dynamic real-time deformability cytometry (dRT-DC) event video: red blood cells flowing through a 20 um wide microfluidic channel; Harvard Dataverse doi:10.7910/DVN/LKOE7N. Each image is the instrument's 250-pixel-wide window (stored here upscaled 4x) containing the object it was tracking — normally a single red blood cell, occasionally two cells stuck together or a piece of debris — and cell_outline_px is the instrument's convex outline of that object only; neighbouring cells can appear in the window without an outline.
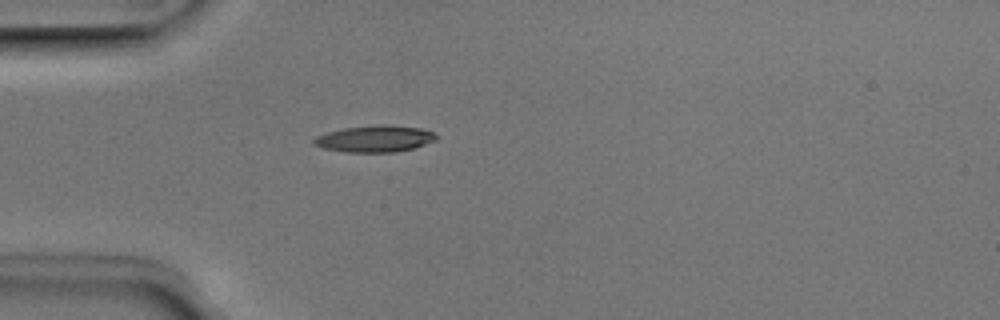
{"species": "Egyptian fruit bat (a non-hibernating species)", "species_latin": "Rousettus aegyptiacus", "temperature_condition": "room temperature", "stored_images_in_passage": 37, "camera_frame_rate_fps": 3000, "um_per_image_px": 0.085, "animal": {"sex": "male"}, "frame": {"image": 1, "passage_image": 1, "time_ms": 0.0, "image_size_px": [1000, 320], "cell_outline_px": [[440, 136], [436, 140], [412, 148], [396, 152], [344, 152], [324, 148], [312, 144], [312, 140], [316, 136], [328, 132], [344, 128], [380, 124], [420, 128], [432, 132]], "centroid_in_image_um": [31.84, 11.79], "position_along_channel_um": 53.2, "area_um2": 18.9}}
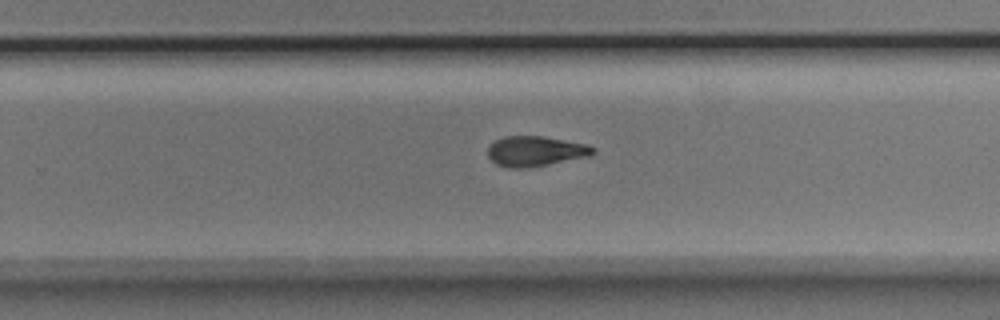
{"frame": {"image": 2, "passage_image": 19, "time_ms": 6.0, "image_size_px": [1000, 320], "cell_outline_px": [[596, 152], [592, 156], [528, 168], [508, 168], [496, 164], [488, 156], [488, 144], [504, 136], [544, 136], [588, 144], [596, 148]], "centroid_in_image_um": [45.55, 12.85], "position_along_channel_um": 284.3, "area_um2": 18.84}}
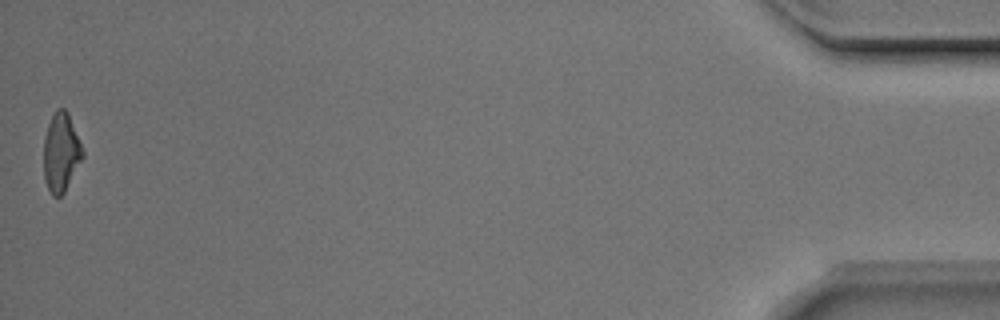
{"frame": {"image": 3, "passage_image": 37, "time_ms": 12.0, "image_size_px": [1000, 320], "cell_outline_px": [[84, 156], [64, 192], [60, 196], [52, 196], [44, 180], [44, 136], [48, 124], [56, 108], [64, 108], [68, 112], [84, 152]], "centroid_in_image_um": [5.18, 12.94], "position_along_channel_um": 430.0, "area_um2": 17.8}, "authors_computed_cell_mechanics": {"area_um2": 18.6116, "velocity_mm_per_s": 4.0036, "shape_relaxation_time_tau1_ms": 3.0586, "shape_relaxation_time_tau2_ms": 7.9601, "deformation_change_tau1": 0.1471, "deformation_change_tau2": 0.1622}}